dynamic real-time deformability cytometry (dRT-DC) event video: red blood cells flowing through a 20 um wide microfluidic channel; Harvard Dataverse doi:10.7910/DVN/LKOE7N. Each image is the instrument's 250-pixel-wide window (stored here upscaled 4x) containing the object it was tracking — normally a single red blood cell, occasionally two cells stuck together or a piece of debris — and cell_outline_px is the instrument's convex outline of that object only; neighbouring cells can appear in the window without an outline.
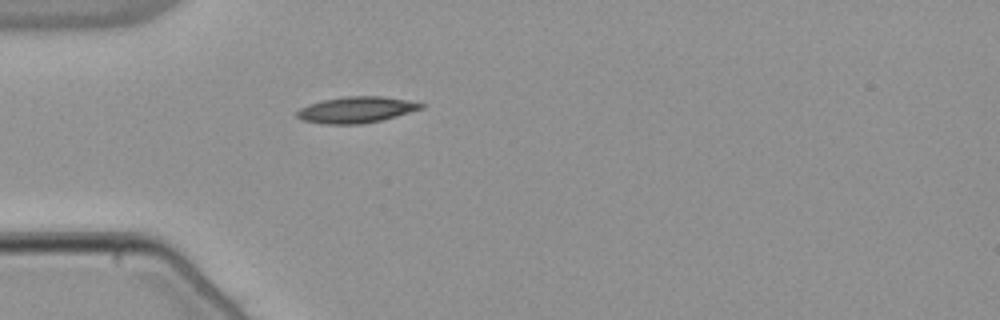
{"species": "common noctule bat (a hibernating species)", "species_latin": "Nyctalus noctula", "temperature_condition": "warm", "stored_images_in_passage": 39, "camera_frame_rate_fps": 3000, "um_per_image_px": 0.085, "animal": {"sex": "male", "body_mass_g": 21.5, "forearm_length_mm": 52.0}, "frame": {"image": 1, "passage_image": 1, "time_ms": 0.0, "image_size_px": [1000, 320], "cell_outline_px": [[424, 108], [396, 116], [380, 120], [360, 124], [320, 124], [304, 120], [296, 116], [296, 112], [300, 108], [308, 104], [324, 100], [344, 96], [380, 96], [408, 100], [424, 104]], "centroid_in_image_um": [30.27, 9.33], "position_along_channel_um": 54.7, "area_um2": 18.84}}
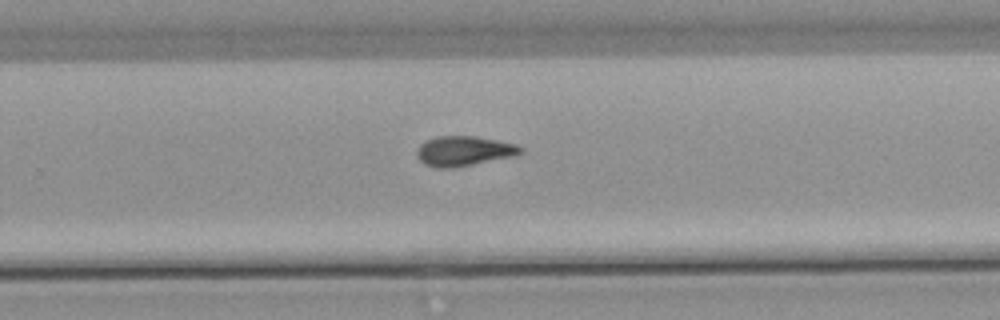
{"frame": {"image": 2, "passage_image": 20, "time_ms": 6.333, "image_size_px": [1000, 320], "cell_outline_px": [[524, 152], [516, 156], [452, 168], [436, 168], [424, 164], [416, 156], [416, 152], [420, 144], [436, 136], [476, 136], [516, 144], [524, 148]], "centroid_in_image_um": [39.45, 12.84], "position_along_channel_um": 290.3, "area_um2": 18.21}}
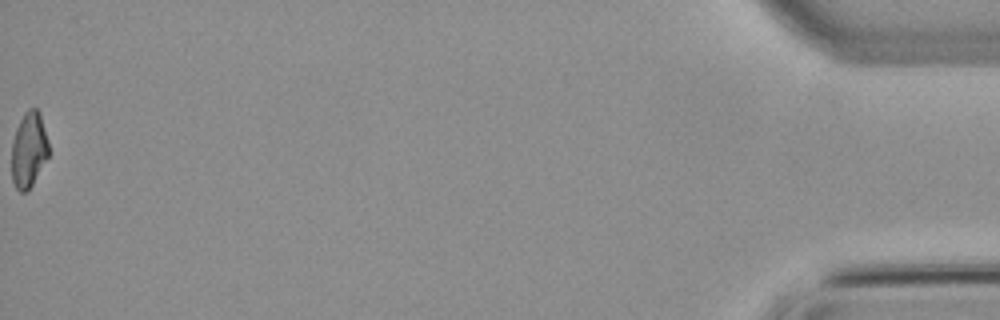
{"frame": {"image": 3, "passage_image": 39, "time_ms": 12.667, "image_size_px": [1000, 320], "cell_outline_px": [[48, 156], [28, 192], [20, 192], [16, 188], [12, 180], [12, 140], [16, 128], [24, 112], [28, 108], [36, 108], [40, 112], [48, 140]], "centroid_in_image_um": [2.44, 12.72], "position_along_channel_um": 432.8, "area_um2": 16.36}, "authors_computed_cell_mechanics": {"area_um2": 17.4556, "velocity_mm_per_s": 3.8493, "shape_relaxation_time_tau1_ms": 5.6139, "shape_relaxation_time_tau2_ms": 5.9595, "deformation_change_tau1": 0.1686, "deformation_change_tau2": 0.1246}}